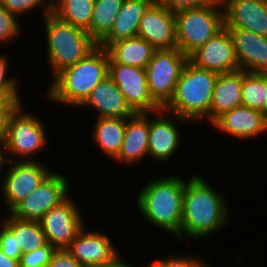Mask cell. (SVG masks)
I'll use <instances>...</instances> for the list:
<instances>
[{
    "label": "cell",
    "mask_w": 267,
    "mask_h": 267,
    "mask_svg": "<svg viewBox=\"0 0 267 267\" xmlns=\"http://www.w3.org/2000/svg\"><path fill=\"white\" fill-rule=\"evenodd\" d=\"M183 195L180 240L188 237L205 239L228 224L227 198L202 176L190 175Z\"/></svg>",
    "instance_id": "6da1fadb"
},
{
    "label": "cell",
    "mask_w": 267,
    "mask_h": 267,
    "mask_svg": "<svg viewBox=\"0 0 267 267\" xmlns=\"http://www.w3.org/2000/svg\"><path fill=\"white\" fill-rule=\"evenodd\" d=\"M185 184L186 180L176 175L152 179L142 187L135 200L140 215L151 226L169 232L179 240Z\"/></svg>",
    "instance_id": "7a4b0ae2"
},
{
    "label": "cell",
    "mask_w": 267,
    "mask_h": 267,
    "mask_svg": "<svg viewBox=\"0 0 267 267\" xmlns=\"http://www.w3.org/2000/svg\"><path fill=\"white\" fill-rule=\"evenodd\" d=\"M108 64L106 48L97 45L78 63L51 79L45 96L54 104L80 106L92 89L108 75Z\"/></svg>",
    "instance_id": "3957f363"
},
{
    "label": "cell",
    "mask_w": 267,
    "mask_h": 267,
    "mask_svg": "<svg viewBox=\"0 0 267 267\" xmlns=\"http://www.w3.org/2000/svg\"><path fill=\"white\" fill-rule=\"evenodd\" d=\"M218 74L188 61L176 84L175 92L163 108L192 122L209 120L210 104Z\"/></svg>",
    "instance_id": "277c9868"
},
{
    "label": "cell",
    "mask_w": 267,
    "mask_h": 267,
    "mask_svg": "<svg viewBox=\"0 0 267 267\" xmlns=\"http://www.w3.org/2000/svg\"><path fill=\"white\" fill-rule=\"evenodd\" d=\"M43 21L52 79L64 69L78 63L97 46L85 30L60 20L52 12L45 15Z\"/></svg>",
    "instance_id": "5b68a950"
},
{
    "label": "cell",
    "mask_w": 267,
    "mask_h": 267,
    "mask_svg": "<svg viewBox=\"0 0 267 267\" xmlns=\"http://www.w3.org/2000/svg\"><path fill=\"white\" fill-rule=\"evenodd\" d=\"M174 14L176 47L188 57L224 27L220 0L205 7L185 9Z\"/></svg>",
    "instance_id": "8992f818"
},
{
    "label": "cell",
    "mask_w": 267,
    "mask_h": 267,
    "mask_svg": "<svg viewBox=\"0 0 267 267\" xmlns=\"http://www.w3.org/2000/svg\"><path fill=\"white\" fill-rule=\"evenodd\" d=\"M21 104L11 115L6 137L7 155L9 161H38L33 157L47 146V130L37 116L22 110ZM24 111V112H23ZM13 158V159H12ZM19 158V159H18Z\"/></svg>",
    "instance_id": "52a82bcc"
},
{
    "label": "cell",
    "mask_w": 267,
    "mask_h": 267,
    "mask_svg": "<svg viewBox=\"0 0 267 267\" xmlns=\"http://www.w3.org/2000/svg\"><path fill=\"white\" fill-rule=\"evenodd\" d=\"M188 61L189 57L177 47L154 51L145 70L150 95L161 108L173 97L176 84Z\"/></svg>",
    "instance_id": "ba28073f"
},
{
    "label": "cell",
    "mask_w": 267,
    "mask_h": 267,
    "mask_svg": "<svg viewBox=\"0 0 267 267\" xmlns=\"http://www.w3.org/2000/svg\"><path fill=\"white\" fill-rule=\"evenodd\" d=\"M67 179L62 173L52 171L10 214L20 220L39 221L70 195L71 187Z\"/></svg>",
    "instance_id": "9c48e42d"
},
{
    "label": "cell",
    "mask_w": 267,
    "mask_h": 267,
    "mask_svg": "<svg viewBox=\"0 0 267 267\" xmlns=\"http://www.w3.org/2000/svg\"><path fill=\"white\" fill-rule=\"evenodd\" d=\"M2 179L4 204L10 213L25 197L36 189L52 172L41 161H9Z\"/></svg>",
    "instance_id": "30bf717a"
},
{
    "label": "cell",
    "mask_w": 267,
    "mask_h": 267,
    "mask_svg": "<svg viewBox=\"0 0 267 267\" xmlns=\"http://www.w3.org/2000/svg\"><path fill=\"white\" fill-rule=\"evenodd\" d=\"M70 197L51 208L39 220L47 243L56 249H66L79 230L86 225L81 208Z\"/></svg>",
    "instance_id": "8fae6325"
},
{
    "label": "cell",
    "mask_w": 267,
    "mask_h": 267,
    "mask_svg": "<svg viewBox=\"0 0 267 267\" xmlns=\"http://www.w3.org/2000/svg\"><path fill=\"white\" fill-rule=\"evenodd\" d=\"M108 75L137 113L162 109L150 95L145 68L115 63L109 57Z\"/></svg>",
    "instance_id": "7c38bea8"
},
{
    "label": "cell",
    "mask_w": 267,
    "mask_h": 267,
    "mask_svg": "<svg viewBox=\"0 0 267 267\" xmlns=\"http://www.w3.org/2000/svg\"><path fill=\"white\" fill-rule=\"evenodd\" d=\"M151 115H155V117L153 116L152 119ZM180 123L191 122L169 113L163 108L154 113L149 112L148 157L154 161L164 162V164L173 157L179 150L180 140H182Z\"/></svg>",
    "instance_id": "4fadbf2b"
},
{
    "label": "cell",
    "mask_w": 267,
    "mask_h": 267,
    "mask_svg": "<svg viewBox=\"0 0 267 267\" xmlns=\"http://www.w3.org/2000/svg\"><path fill=\"white\" fill-rule=\"evenodd\" d=\"M84 225L66 250L84 267H110L120 259L111 239L101 231L89 232Z\"/></svg>",
    "instance_id": "5bb4252c"
},
{
    "label": "cell",
    "mask_w": 267,
    "mask_h": 267,
    "mask_svg": "<svg viewBox=\"0 0 267 267\" xmlns=\"http://www.w3.org/2000/svg\"><path fill=\"white\" fill-rule=\"evenodd\" d=\"M189 61L199 68L217 74L239 70L234 45L225 26L194 51L189 56Z\"/></svg>",
    "instance_id": "9a60e30c"
},
{
    "label": "cell",
    "mask_w": 267,
    "mask_h": 267,
    "mask_svg": "<svg viewBox=\"0 0 267 267\" xmlns=\"http://www.w3.org/2000/svg\"><path fill=\"white\" fill-rule=\"evenodd\" d=\"M156 50L176 48V19L174 12L153 2L145 11L138 34Z\"/></svg>",
    "instance_id": "2e32d148"
},
{
    "label": "cell",
    "mask_w": 267,
    "mask_h": 267,
    "mask_svg": "<svg viewBox=\"0 0 267 267\" xmlns=\"http://www.w3.org/2000/svg\"><path fill=\"white\" fill-rule=\"evenodd\" d=\"M224 26L267 37V0H220Z\"/></svg>",
    "instance_id": "e0dca14e"
},
{
    "label": "cell",
    "mask_w": 267,
    "mask_h": 267,
    "mask_svg": "<svg viewBox=\"0 0 267 267\" xmlns=\"http://www.w3.org/2000/svg\"><path fill=\"white\" fill-rule=\"evenodd\" d=\"M210 126L240 141L251 140L267 132V122L260 111L243 105L223 112Z\"/></svg>",
    "instance_id": "ac0fdd59"
},
{
    "label": "cell",
    "mask_w": 267,
    "mask_h": 267,
    "mask_svg": "<svg viewBox=\"0 0 267 267\" xmlns=\"http://www.w3.org/2000/svg\"><path fill=\"white\" fill-rule=\"evenodd\" d=\"M81 106L97 110L99 118L129 119L137 114L109 75L92 89L78 108Z\"/></svg>",
    "instance_id": "d6986e66"
},
{
    "label": "cell",
    "mask_w": 267,
    "mask_h": 267,
    "mask_svg": "<svg viewBox=\"0 0 267 267\" xmlns=\"http://www.w3.org/2000/svg\"><path fill=\"white\" fill-rule=\"evenodd\" d=\"M239 63L250 73H267V37L246 29L227 28Z\"/></svg>",
    "instance_id": "ffe728a7"
},
{
    "label": "cell",
    "mask_w": 267,
    "mask_h": 267,
    "mask_svg": "<svg viewBox=\"0 0 267 267\" xmlns=\"http://www.w3.org/2000/svg\"><path fill=\"white\" fill-rule=\"evenodd\" d=\"M148 133L149 113H137L126 119L122 147L113 161L133 166L148 157Z\"/></svg>",
    "instance_id": "44dd1931"
},
{
    "label": "cell",
    "mask_w": 267,
    "mask_h": 267,
    "mask_svg": "<svg viewBox=\"0 0 267 267\" xmlns=\"http://www.w3.org/2000/svg\"><path fill=\"white\" fill-rule=\"evenodd\" d=\"M154 0H124L110 32L97 44L107 48L111 43L135 37L140 20Z\"/></svg>",
    "instance_id": "7402d4cb"
},
{
    "label": "cell",
    "mask_w": 267,
    "mask_h": 267,
    "mask_svg": "<svg viewBox=\"0 0 267 267\" xmlns=\"http://www.w3.org/2000/svg\"><path fill=\"white\" fill-rule=\"evenodd\" d=\"M242 70L218 74L209 111V124L223 112L242 106Z\"/></svg>",
    "instance_id": "603a6c76"
},
{
    "label": "cell",
    "mask_w": 267,
    "mask_h": 267,
    "mask_svg": "<svg viewBox=\"0 0 267 267\" xmlns=\"http://www.w3.org/2000/svg\"><path fill=\"white\" fill-rule=\"evenodd\" d=\"M106 50L115 63L145 68L156 49L145 39L135 36L115 41Z\"/></svg>",
    "instance_id": "cb8c5ba5"
},
{
    "label": "cell",
    "mask_w": 267,
    "mask_h": 267,
    "mask_svg": "<svg viewBox=\"0 0 267 267\" xmlns=\"http://www.w3.org/2000/svg\"><path fill=\"white\" fill-rule=\"evenodd\" d=\"M92 129V139L100 151L104 152L110 160H114L122 147L126 119L123 118H99Z\"/></svg>",
    "instance_id": "d4e9b609"
},
{
    "label": "cell",
    "mask_w": 267,
    "mask_h": 267,
    "mask_svg": "<svg viewBox=\"0 0 267 267\" xmlns=\"http://www.w3.org/2000/svg\"><path fill=\"white\" fill-rule=\"evenodd\" d=\"M1 221L15 236L21 252H32L47 244L39 221L20 220L10 213Z\"/></svg>",
    "instance_id": "484cf974"
},
{
    "label": "cell",
    "mask_w": 267,
    "mask_h": 267,
    "mask_svg": "<svg viewBox=\"0 0 267 267\" xmlns=\"http://www.w3.org/2000/svg\"><path fill=\"white\" fill-rule=\"evenodd\" d=\"M124 0H94L92 21L86 31L98 44L111 30Z\"/></svg>",
    "instance_id": "4316f807"
},
{
    "label": "cell",
    "mask_w": 267,
    "mask_h": 267,
    "mask_svg": "<svg viewBox=\"0 0 267 267\" xmlns=\"http://www.w3.org/2000/svg\"><path fill=\"white\" fill-rule=\"evenodd\" d=\"M94 0H59L52 13L60 20L87 31L92 21Z\"/></svg>",
    "instance_id": "83f0119b"
},
{
    "label": "cell",
    "mask_w": 267,
    "mask_h": 267,
    "mask_svg": "<svg viewBox=\"0 0 267 267\" xmlns=\"http://www.w3.org/2000/svg\"><path fill=\"white\" fill-rule=\"evenodd\" d=\"M242 105L261 110L267 100V73L242 70Z\"/></svg>",
    "instance_id": "f1b7e54d"
},
{
    "label": "cell",
    "mask_w": 267,
    "mask_h": 267,
    "mask_svg": "<svg viewBox=\"0 0 267 267\" xmlns=\"http://www.w3.org/2000/svg\"><path fill=\"white\" fill-rule=\"evenodd\" d=\"M0 4L10 13L19 16L26 15L39 7L42 8V16L52 12V7L45 0H0Z\"/></svg>",
    "instance_id": "f546056e"
},
{
    "label": "cell",
    "mask_w": 267,
    "mask_h": 267,
    "mask_svg": "<svg viewBox=\"0 0 267 267\" xmlns=\"http://www.w3.org/2000/svg\"><path fill=\"white\" fill-rule=\"evenodd\" d=\"M198 256L190 255H167L160 260H153L151 263L145 265V267H210L207 261Z\"/></svg>",
    "instance_id": "4dcf8cb0"
},
{
    "label": "cell",
    "mask_w": 267,
    "mask_h": 267,
    "mask_svg": "<svg viewBox=\"0 0 267 267\" xmlns=\"http://www.w3.org/2000/svg\"><path fill=\"white\" fill-rule=\"evenodd\" d=\"M17 18L0 4V43L8 45L19 37L23 26Z\"/></svg>",
    "instance_id": "1f68e13d"
},
{
    "label": "cell",
    "mask_w": 267,
    "mask_h": 267,
    "mask_svg": "<svg viewBox=\"0 0 267 267\" xmlns=\"http://www.w3.org/2000/svg\"><path fill=\"white\" fill-rule=\"evenodd\" d=\"M56 248L47 243L32 252H24L19 259L20 267H47Z\"/></svg>",
    "instance_id": "d6a6232c"
},
{
    "label": "cell",
    "mask_w": 267,
    "mask_h": 267,
    "mask_svg": "<svg viewBox=\"0 0 267 267\" xmlns=\"http://www.w3.org/2000/svg\"><path fill=\"white\" fill-rule=\"evenodd\" d=\"M8 56L0 54V99L5 98H20L19 86L17 80L14 77H7L9 69Z\"/></svg>",
    "instance_id": "836d02e7"
},
{
    "label": "cell",
    "mask_w": 267,
    "mask_h": 267,
    "mask_svg": "<svg viewBox=\"0 0 267 267\" xmlns=\"http://www.w3.org/2000/svg\"><path fill=\"white\" fill-rule=\"evenodd\" d=\"M20 98L0 99V140H6L11 115L24 102Z\"/></svg>",
    "instance_id": "e575fe53"
},
{
    "label": "cell",
    "mask_w": 267,
    "mask_h": 267,
    "mask_svg": "<svg viewBox=\"0 0 267 267\" xmlns=\"http://www.w3.org/2000/svg\"><path fill=\"white\" fill-rule=\"evenodd\" d=\"M0 250L14 260H19L23 254L14 234L2 222L0 223Z\"/></svg>",
    "instance_id": "d590c367"
},
{
    "label": "cell",
    "mask_w": 267,
    "mask_h": 267,
    "mask_svg": "<svg viewBox=\"0 0 267 267\" xmlns=\"http://www.w3.org/2000/svg\"><path fill=\"white\" fill-rule=\"evenodd\" d=\"M215 0H154L171 12H178L185 9H197L212 4Z\"/></svg>",
    "instance_id": "8d00e7d4"
},
{
    "label": "cell",
    "mask_w": 267,
    "mask_h": 267,
    "mask_svg": "<svg viewBox=\"0 0 267 267\" xmlns=\"http://www.w3.org/2000/svg\"><path fill=\"white\" fill-rule=\"evenodd\" d=\"M47 267H84L66 249H56Z\"/></svg>",
    "instance_id": "74e56055"
},
{
    "label": "cell",
    "mask_w": 267,
    "mask_h": 267,
    "mask_svg": "<svg viewBox=\"0 0 267 267\" xmlns=\"http://www.w3.org/2000/svg\"><path fill=\"white\" fill-rule=\"evenodd\" d=\"M0 267H20L19 260L9 258L0 250Z\"/></svg>",
    "instance_id": "f35d334b"
},
{
    "label": "cell",
    "mask_w": 267,
    "mask_h": 267,
    "mask_svg": "<svg viewBox=\"0 0 267 267\" xmlns=\"http://www.w3.org/2000/svg\"><path fill=\"white\" fill-rule=\"evenodd\" d=\"M5 151V152H4ZM7 148H6V140H0V172L3 171L2 168L5 166V164L9 163L8 157L6 158L7 154Z\"/></svg>",
    "instance_id": "ab89813d"
},
{
    "label": "cell",
    "mask_w": 267,
    "mask_h": 267,
    "mask_svg": "<svg viewBox=\"0 0 267 267\" xmlns=\"http://www.w3.org/2000/svg\"><path fill=\"white\" fill-rule=\"evenodd\" d=\"M121 258L115 265L110 266V267H135L132 266V264L126 263L124 260ZM144 267V266H143Z\"/></svg>",
    "instance_id": "60d3db41"
},
{
    "label": "cell",
    "mask_w": 267,
    "mask_h": 267,
    "mask_svg": "<svg viewBox=\"0 0 267 267\" xmlns=\"http://www.w3.org/2000/svg\"><path fill=\"white\" fill-rule=\"evenodd\" d=\"M260 113L263 116V119L267 122V100L265 101L263 107L261 108Z\"/></svg>",
    "instance_id": "b9f144b4"
},
{
    "label": "cell",
    "mask_w": 267,
    "mask_h": 267,
    "mask_svg": "<svg viewBox=\"0 0 267 267\" xmlns=\"http://www.w3.org/2000/svg\"><path fill=\"white\" fill-rule=\"evenodd\" d=\"M51 7H53L59 0H45Z\"/></svg>",
    "instance_id": "7bdbcfd3"
}]
</instances>
